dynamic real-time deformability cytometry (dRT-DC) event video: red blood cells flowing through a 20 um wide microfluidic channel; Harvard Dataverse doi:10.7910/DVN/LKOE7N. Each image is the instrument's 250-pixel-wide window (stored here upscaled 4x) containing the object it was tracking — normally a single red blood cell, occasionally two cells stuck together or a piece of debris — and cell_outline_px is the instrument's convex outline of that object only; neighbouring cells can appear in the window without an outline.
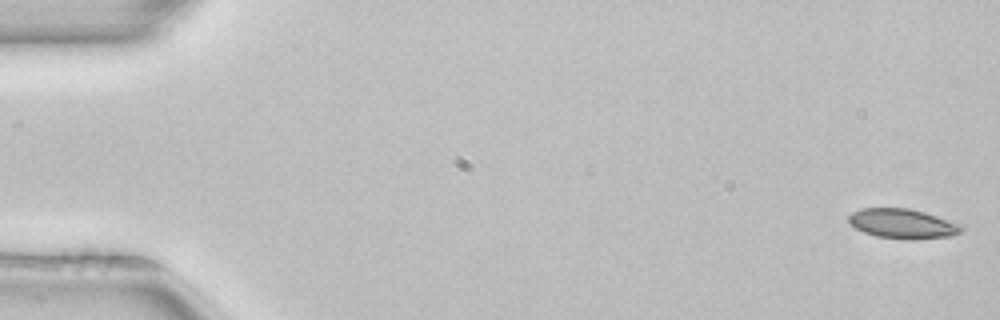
{"species": "common noctule bat (a hibernating species)", "species_latin": "Nyctalus noctula", "temperature_condition": "room temperature", "stored_images_in_passage": 50, "camera_frame_rate_fps": 3000, "um_per_image_px": 0.085, "animal": {"sex": "female", "body_mass_g": 22.7, "forearm_length_mm": 54.2}, "frame": {"image": 1, "passage_image": 1, "time_ms": 0.0, "image_size_px": [1000, 320], "cell_outline_px": [[964, 228], [960, 232], [952, 236], [912, 240], [904, 240], [876, 236], [864, 232], [848, 224], [848, 216], [852, 212], [860, 208], [908, 208], [924, 212], [936, 216], [956, 224]], "centroid_in_image_um": [76.65, 19.02], "position_along_channel_um": 8.3, "area_um2": 19.48}}
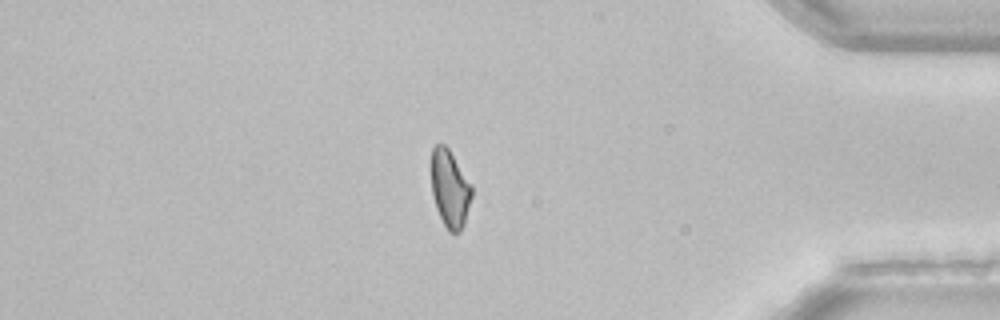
{"frame": {"image": 2, "passage_image": 44, "time_ms": 14.333, "image_size_px": [1000, 320], "cell_outline_px": [[472, 196], [464, 224], [460, 232], [448, 232], [436, 208], [432, 196], [432, 148], [436, 144], [444, 144], [448, 148], [472, 184]], "centroid_in_image_um": [38.25, 16.05], "position_along_channel_um": 396.9, "area_um2": 18.21}, "authors_computed_cell_mechanics": {"area_um2": 19.7098, "velocity_mm_per_s": 3.9781, "shape_relaxation_time_tau1_ms": 9.2621, "shape_relaxation_time_tau2_ms": null, "deformation_change_tau1": 0.1747, "deformation_change_tau2": null}}